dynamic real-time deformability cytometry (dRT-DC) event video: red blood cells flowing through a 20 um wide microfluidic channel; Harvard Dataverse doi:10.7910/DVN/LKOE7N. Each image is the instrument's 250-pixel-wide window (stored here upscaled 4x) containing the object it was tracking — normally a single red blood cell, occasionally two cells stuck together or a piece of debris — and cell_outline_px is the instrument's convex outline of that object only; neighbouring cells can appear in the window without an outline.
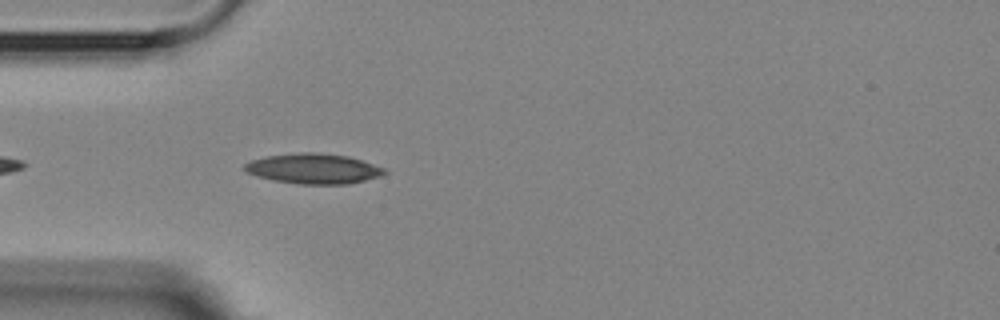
{"species": "Egyptian fruit bat (a non-hibernating species)", "species_latin": "Rousettus aegyptiacus", "temperature_condition": "room temperature", "stored_images_in_passage": 4, "camera_frame_rate_fps": 3000, "um_per_image_px": 0.085, "animal": {"sex": "female"}, "frame": {"image": 1, "passage_image": 4, "time_ms": 3.667, "image_size_px": [1000, 320], "cell_outline_px": [[388, 172], [380, 176], [348, 184], [300, 184], [276, 180], [260, 176], [248, 172], [244, 168], [244, 164], [252, 160], [268, 156], [300, 152], [316, 152], [348, 156], [384, 168]], "centroid_in_image_um": [26.68, 14.33], "position_along_channel_um": 58.3, "area_um2": 24.16}}